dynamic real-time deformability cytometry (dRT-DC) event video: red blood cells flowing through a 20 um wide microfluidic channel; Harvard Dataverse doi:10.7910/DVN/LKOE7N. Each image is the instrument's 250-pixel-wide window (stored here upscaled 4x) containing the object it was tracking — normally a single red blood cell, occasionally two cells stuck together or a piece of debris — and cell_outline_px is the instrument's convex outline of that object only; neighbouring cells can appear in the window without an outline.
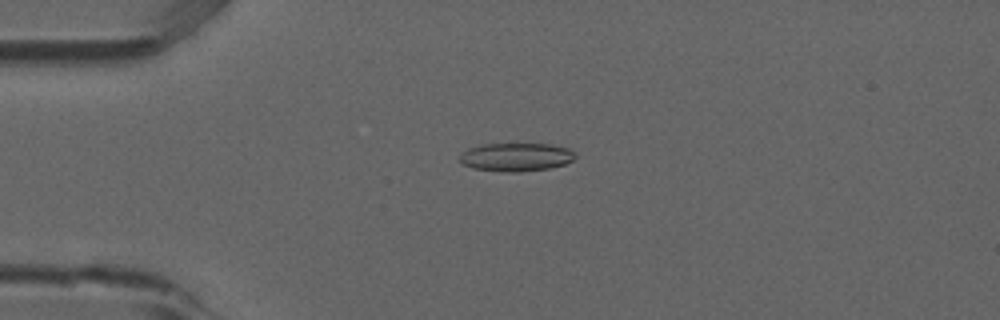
{"species": "common noctule bat (a hibernating species)", "species_latin": "Nyctalus noctula", "temperature_condition": "room temperature", "stored_images_in_passage": 5, "camera_frame_rate_fps": 3000, "um_per_image_px": 0.085, "animal": {"sex": "male", "forearm_length_mm": 52.5}, "frame": {"image": 1, "passage_image": 1, "time_ms": 0.0, "image_size_px": [1000, 320], "cell_outline_px": [[576, 156], [572, 160], [564, 164], [548, 168], [520, 172], [504, 172], [472, 168], [464, 164], [460, 160], [460, 156], [468, 148], [480, 144], [552, 144], [568, 148], [576, 152]], "centroid_in_image_um": [43.88, 13.34], "position_along_channel_um": 41.1, "area_um2": 19.07}}
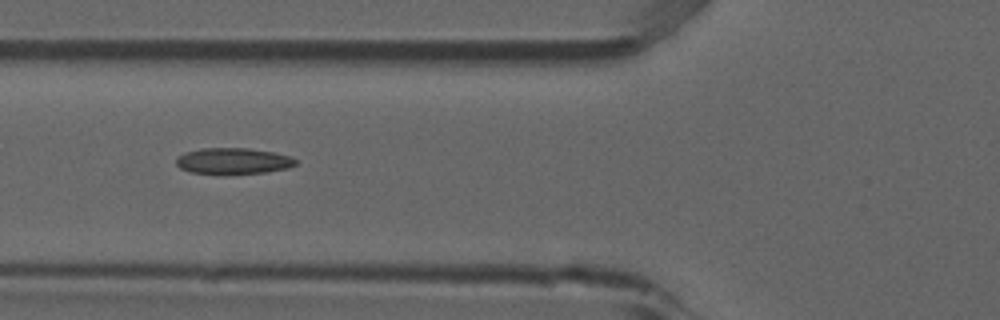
{"frame": {"image": 2, "passage_image": 3, "time_ms": 0.667, "image_size_px": [1000, 320], "cell_outline_px": [[296, 164], [288, 168], [268, 172], [224, 176], [220, 176], [188, 172], [180, 168], [176, 164], [176, 156], [184, 152], [200, 148], [248, 148], [272, 152], [288, 156], [296, 160]], "centroid_in_image_um": [19.74, 13.72], "position_along_channel_um": 106.1, "area_um2": 18.9}}
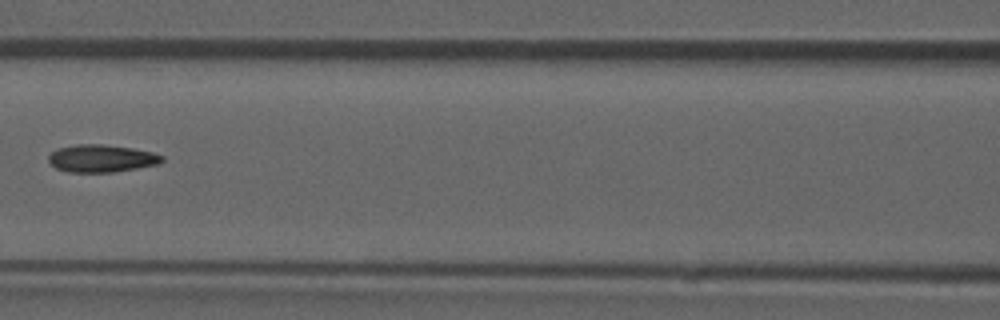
{"frame": {"image": 3, "passage_image": 4, "time_ms": 1.0, "image_size_px": [1000, 320], "cell_outline_px": [[164, 160], [160, 164], [112, 172], [68, 172], [56, 168], [48, 160], [48, 156], [52, 152], [60, 148], [76, 144], [100, 144], [132, 148], [152, 152], [164, 156]], "centroid_in_image_um": [8.65, 13.46], "position_along_channel_um": 158.0, "area_um2": 18.09}}